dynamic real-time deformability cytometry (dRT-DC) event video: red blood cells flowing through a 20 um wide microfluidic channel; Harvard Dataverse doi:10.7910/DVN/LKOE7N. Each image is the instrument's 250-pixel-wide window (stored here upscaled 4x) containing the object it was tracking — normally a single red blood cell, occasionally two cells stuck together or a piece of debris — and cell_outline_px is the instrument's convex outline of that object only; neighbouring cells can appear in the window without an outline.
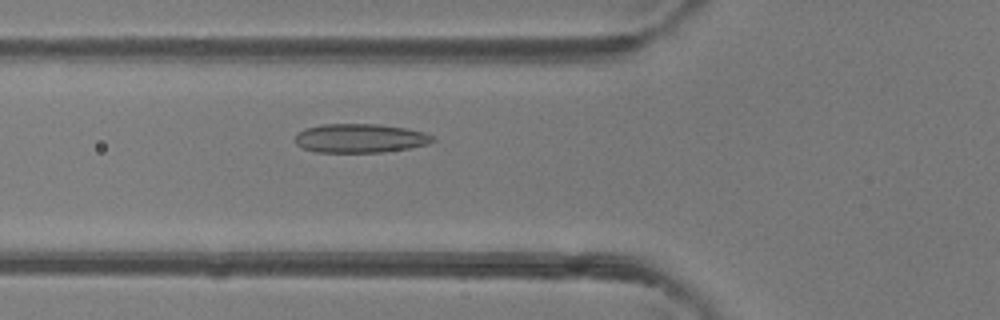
{"species": "common noctule bat (a hibernating species)", "species_latin": "Nyctalus noctula", "temperature_condition": "room temperature", "stored_images_in_passage": 39, "camera_frame_rate_fps": 3000, "um_per_image_px": 0.085, "animal": {"sex": "female"}, "frame": {"image": 1, "passage_image": 9, "time_ms": 2.667, "image_size_px": [1000, 320], "cell_outline_px": [[436, 140], [428, 144], [408, 148], [384, 152], [316, 152], [304, 148], [296, 144], [296, 136], [304, 128], [320, 124], [380, 124], [404, 128], [424, 132], [432, 136]], "centroid_in_image_um": [30.61, 11.75], "position_along_channel_um": 95.2, "area_um2": 23.12}}
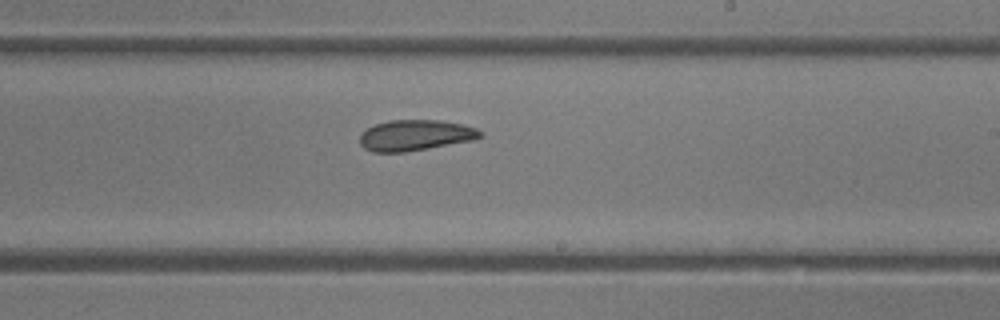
{"frame": {"image": 2, "passage_image": 20, "time_ms": 6.333, "image_size_px": [1000, 320], "cell_outline_px": [[484, 136], [472, 140], [428, 148], [404, 152], [372, 152], [364, 148], [360, 144], [360, 136], [368, 128], [376, 124], [388, 120], [440, 120], [464, 124], [476, 128], [484, 132]], "centroid_in_image_um": [35.33, 11.49], "position_along_channel_um": 253.7, "area_um2": 21.62}}
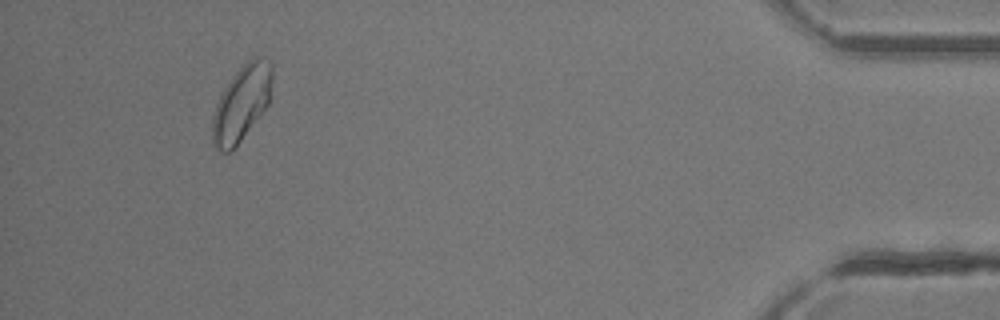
{"frame": {"image": 3, "passage_image": 36, "time_ms": 11.667, "image_size_px": [1000, 320], "cell_outline_px": [[272, 80], [268, 104], [232, 152], [220, 152], [212, 144], [212, 116], [216, 104], [224, 88], [232, 76], [252, 56], [256, 56], [268, 60], [272, 64]], "centroid_in_image_um": [20.52, 8.79], "position_along_channel_um": 414.7, "area_um2": 26.24}, "authors_computed_cell_mechanics": {"area_um2": 22.542, "velocity_mm_per_s": 4.3105, "shape_relaxation_time_tau1_ms": 2.8306, "shape_relaxation_time_tau2_ms": 1.8475, "deformation_change_tau1": 0.0735, "deformation_change_tau2": 0.07}}